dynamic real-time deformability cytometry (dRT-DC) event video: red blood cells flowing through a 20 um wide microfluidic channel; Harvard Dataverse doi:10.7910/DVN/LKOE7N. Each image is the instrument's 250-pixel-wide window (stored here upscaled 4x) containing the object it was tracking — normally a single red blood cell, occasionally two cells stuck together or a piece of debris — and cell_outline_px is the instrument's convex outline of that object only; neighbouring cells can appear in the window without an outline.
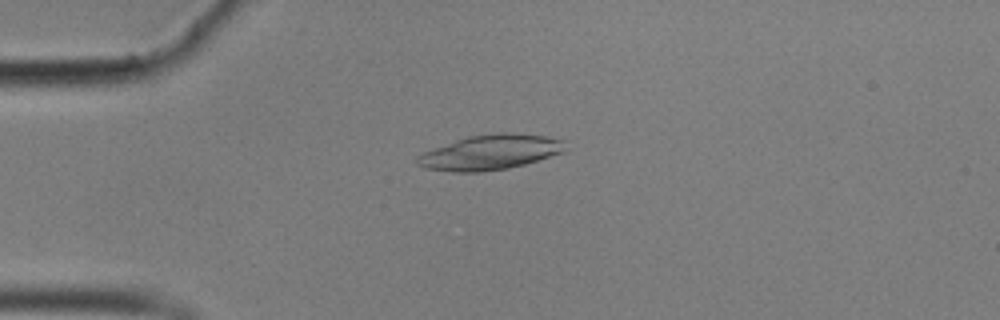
{"species": "common noctule bat (a hibernating species)", "species_latin": "Nyctalus noctula", "temperature_condition": "cold", "stored_images_in_passage": 47, "camera_frame_rate_fps": 3000, "um_per_image_px": 0.085, "animal": {"sex": "male", "body_mass_g": 17.9}, "frame": {"image": 1, "passage_image": 5, "time_ms": 1.333, "image_size_px": [1000, 320], "cell_outline_px": [[564, 152], [524, 164], [508, 168], [480, 172], [452, 172], [424, 168], [416, 164], [416, 156], [424, 152], [456, 140], [468, 136], [500, 132], [508, 132], [544, 136], [564, 140]], "centroid_in_image_um": [41.64, 12.95], "position_along_channel_um": 43.4, "area_um2": 30.0}}
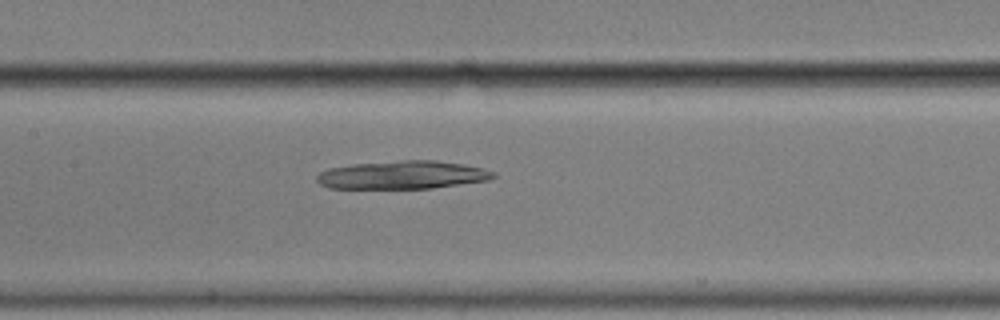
{"frame": {"image": 2, "passage_image": 18, "time_ms": 5.667, "image_size_px": [1000, 320], "cell_outline_px": [[496, 176], [488, 180], [432, 188], [328, 188], [320, 184], [316, 180], [316, 176], [320, 172], [328, 168], [352, 164], [400, 160], [436, 160], [464, 164], [496, 172]], "centroid_in_image_um": [34.19, 14.86], "position_along_channel_um": 173.2, "area_um2": 28.96}}
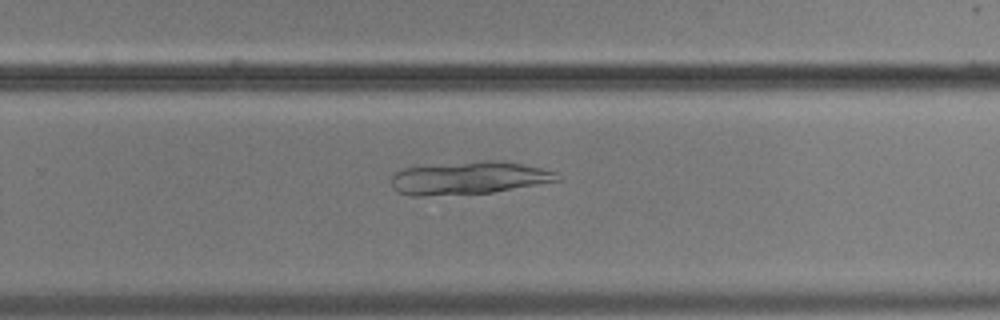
{"frame": {"image": 3, "passage_image": 28, "time_ms": 9.0, "image_size_px": [1000, 320], "cell_outline_px": [[560, 180], [540, 184], [492, 192], [420, 196], [412, 196], [400, 192], [392, 188], [392, 172], [400, 168], [480, 160], [496, 160], [524, 164], [556, 172]], "centroid_in_image_um": [39.82, 15.11], "position_along_channel_um": 290.0, "area_um2": 31.73}}